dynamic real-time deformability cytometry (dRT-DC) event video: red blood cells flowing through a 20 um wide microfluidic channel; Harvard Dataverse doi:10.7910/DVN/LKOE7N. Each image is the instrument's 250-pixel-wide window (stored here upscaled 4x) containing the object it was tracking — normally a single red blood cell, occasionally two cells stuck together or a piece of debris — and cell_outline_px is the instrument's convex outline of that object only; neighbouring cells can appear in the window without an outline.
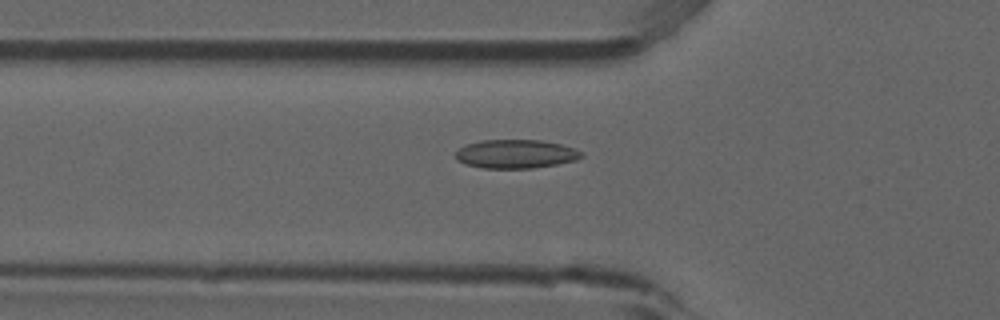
{"species": "common noctule bat (a hibernating species)", "species_latin": "Nyctalus noctula", "temperature_condition": "room temperature", "stored_images_in_passage": 52, "camera_frame_rate_fps": 3000, "um_per_image_px": 0.085, "animal": {"sex": "male", "forearm_length_mm": 52.5}, "frame": {"image": 1, "passage_image": 18, "time_ms": 5.667, "image_size_px": [1000, 320], "cell_outline_px": [[584, 156], [576, 160], [556, 164], [532, 168], [484, 168], [464, 164], [456, 160], [456, 152], [464, 144], [480, 140], [540, 140], [560, 144], [584, 152]], "centroid_in_image_um": [43.82, 13.08], "position_along_channel_um": 82.0, "area_um2": 21.1}}
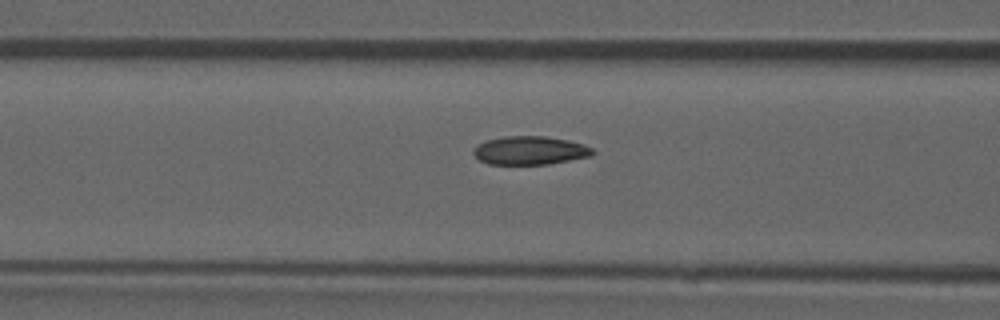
{"frame": {"image": 2, "passage_image": 21, "time_ms": 6.667, "image_size_px": [1000, 320], "cell_outline_px": [[596, 152], [592, 156], [548, 164], [488, 164], [480, 160], [472, 152], [480, 144], [488, 140], [504, 136], [544, 136], [568, 140], [584, 144], [592, 148]], "centroid_in_image_um": [45.1, 12.79], "position_along_channel_um": 121.5, "area_um2": 19.65}}
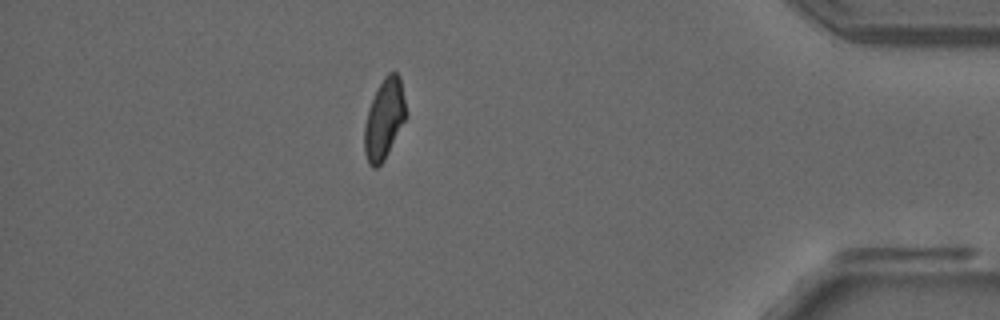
{"frame": {"image": 3, "passage_image": 46, "time_ms": 15.0, "image_size_px": [1000, 320], "cell_outline_px": [[404, 120], [384, 160], [376, 168], [372, 168], [368, 164], [364, 152], [364, 128], [368, 108], [384, 76], [388, 72], [396, 72], [400, 76], [404, 100]], "centroid_in_image_um": [32.62, 10.13], "position_along_channel_um": 402.6, "area_um2": 18.9}, "authors_computed_cell_mechanics": {"area_um2": 20.0277, "velocity_mm_per_s": 3.8956, "shape_relaxation_time_tau1_ms": 7.6882, "shape_relaxation_time_tau2_ms": 1.6439, "deformation_change_tau1": 0.1592, "deformation_change_tau2": 0.0561}}